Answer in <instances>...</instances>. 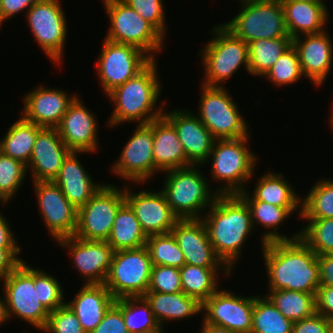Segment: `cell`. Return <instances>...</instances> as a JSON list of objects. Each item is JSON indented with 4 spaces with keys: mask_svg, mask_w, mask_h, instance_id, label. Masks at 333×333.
<instances>
[{
    "mask_svg": "<svg viewBox=\"0 0 333 333\" xmlns=\"http://www.w3.org/2000/svg\"><path fill=\"white\" fill-rule=\"evenodd\" d=\"M262 254L268 290L317 293L320 287L318 257L300 238L265 243Z\"/></svg>",
    "mask_w": 333,
    "mask_h": 333,
    "instance_id": "6da1fadb",
    "label": "cell"
},
{
    "mask_svg": "<svg viewBox=\"0 0 333 333\" xmlns=\"http://www.w3.org/2000/svg\"><path fill=\"white\" fill-rule=\"evenodd\" d=\"M201 219L216 255L234 272L244 244L255 230L246 202L238 194L217 195Z\"/></svg>",
    "mask_w": 333,
    "mask_h": 333,
    "instance_id": "7a4b0ae2",
    "label": "cell"
},
{
    "mask_svg": "<svg viewBox=\"0 0 333 333\" xmlns=\"http://www.w3.org/2000/svg\"><path fill=\"white\" fill-rule=\"evenodd\" d=\"M157 70V59H153L140 73L106 95L114 105L107 127L126 122L148 124L163 116V105H157L162 90Z\"/></svg>",
    "mask_w": 333,
    "mask_h": 333,
    "instance_id": "3957f363",
    "label": "cell"
},
{
    "mask_svg": "<svg viewBox=\"0 0 333 333\" xmlns=\"http://www.w3.org/2000/svg\"><path fill=\"white\" fill-rule=\"evenodd\" d=\"M250 138L251 135L239 139L215 140L206 163L211 161V179L223 183L214 190L218 195L240 194L248 189L247 182L255 175L259 160L249 148Z\"/></svg>",
    "mask_w": 333,
    "mask_h": 333,
    "instance_id": "277c9868",
    "label": "cell"
},
{
    "mask_svg": "<svg viewBox=\"0 0 333 333\" xmlns=\"http://www.w3.org/2000/svg\"><path fill=\"white\" fill-rule=\"evenodd\" d=\"M200 168V165H191L163 172L166 177L161 190L179 219H201L218 195Z\"/></svg>",
    "mask_w": 333,
    "mask_h": 333,
    "instance_id": "5b68a950",
    "label": "cell"
},
{
    "mask_svg": "<svg viewBox=\"0 0 333 333\" xmlns=\"http://www.w3.org/2000/svg\"><path fill=\"white\" fill-rule=\"evenodd\" d=\"M211 31L212 39L198 54L204 66V78L200 82L206 86L224 87V82L241 66L249 72L248 44L223 24L214 26Z\"/></svg>",
    "mask_w": 333,
    "mask_h": 333,
    "instance_id": "8992f818",
    "label": "cell"
},
{
    "mask_svg": "<svg viewBox=\"0 0 333 333\" xmlns=\"http://www.w3.org/2000/svg\"><path fill=\"white\" fill-rule=\"evenodd\" d=\"M109 18L104 39L138 47L152 59L165 48V38L134 9L122 0H102Z\"/></svg>",
    "mask_w": 333,
    "mask_h": 333,
    "instance_id": "52a82bcc",
    "label": "cell"
},
{
    "mask_svg": "<svg viewBox=\"0 0 333 333\" xmlns=\"http://www.w3.org/2000/svg\"><path fill=\"white\" fill-rule=\"evenodd\" d=\"M239 12L223 25L247 44L258 39L290 37L280 0H239Z\"/></svg>",
    "mask_w": 333,
    "mask_h": 333,
    "instance_id": "ba28073f",
    "label": "cell"
},
{
    "mask_svg": "<svg viewBox=\"0 0 333 333\" xmlns=\"http://www.w3.org/2000/svg\"><path fill=\"white\" fill-rule=\"evenodd\" d=\"M199 111L196 116L216 140L239 139L249 136L247 121L241 116L235 99L225 87L201 84ZM234 100V101H233Z\"/></svg>",
    "mask_w": 333,
    "mask_h": 333,
    "instance_id": "9c48e42d",
    "label": "cell"
},
{
    "mask_svg": "<svg viewBox=\"0 0 333 333\" xmlns=\"http://www.w3.org/2000/svg\"><path fill=\"white\" fill-rule=\"evenodd\" d=\"M9 320L14 316L42 331L49 311L39 301L34 285V267L22 261L8 276L0 280Z\"/></svg>",
    "mask_w": 333,
    "mask_h": 333,
    "instance_id": "30bf717a",
    "label": "cell"
},
{
    "mask_svg": "<svg viewBox=\"0 0 333 333\" xmlns=\"http://www.w3.org/2000/svg\"><path fill=\"white\" fill-rule=\"evenodd\" d=\"M152 266L146 246L115 251L103 284L115 300L142 297L148 291Z\"/></svg>",
    "mask_w": 333,
    "mask_h": 333,
    "instance_id": "8fae6325",
    "label": "cell"
},
{
    "mask_svg": "<svg viewBox=\"0 0 333 333\" xmlns=\"http://www.w3.org/2000/svg\"><path fill=\"white\" fill-rule=\"evenodd\" d=\"M60 0L36 2L25 14L28 28L44 54L58 65L64 61L68 34L66 12Z\"/></svg>",
    "mask_w": 333,
    "mask_h": 333,
    "instance_id": "7c38bea8",
    "label": "cell"
},
{
    "mask_svg": "<svg viewBox=\"0 0 333 333\" xmlns=\"http://www.w3.org/2000/svg\"><path fill=\"white\" fill-rule=\"evenodd\" d=\"M104 184L86 205L77 209V226L74 236L80 239L107 241L116 214L126 202L124 186Z\"/></svg>",
    "mask_w": 333,
    "mask_h": 333,
    "instance_id": "4fadbf2b",
    "label": "cell"
},
{
    "mask_svg": "<svg viewBox=\"0 0 333 333\" xmlns=\"http://www.w3.org/2000/svg\"><path fill=\"white\" fill-rule=\"evenodd\" d=\"M102 45L95 69L105 96L136 76L153 60L143 50L130 44L104 39Z\"/></svg>",
    "mask_w": 333,
    "mask_h": 333,
    "instance_id": "5bb4252c",
    "label": "cell"
},
{
    "mask_svg": "<svg viewBox=\"0 0 333 333\" xmlns=\"http://www.w3.org/2000/svg\"><path fill=\"white\" fill-rule=\"evenodd\" d=\"M112 164L111 172L136 184H144L154 177L153 120L137 124L132 136Z\"/></svg>",
    "mask_w": 333,
    "mask_h": 333,
    "instance_id": "9a60e30c",
    "label": "cell"
},
{
    "mask_svg": "<svg viewBox=\"0 0 333 333\" xmlns=\"http://www.w3.org/2000/svg\"><path fill=\"white\" fill-rule=\"evenodd\" d=\"M253 308L254 296L236 295L221 288L202 303L201 317L205 323L225 327L235 333H251Z\"/></svg>",
    "mask_w": 333,
    "mask_h": 333,
    "instance_id": "2e32d148",
    "label": "cell"
},
{
    "mask_svg": "<svg viewBox=\"0 0 333 333\" xmlns=\"http://www.w3.org/2000/svg\"><path fill=\"white\" fill-rule=\"evenodd\" d=\"M38 210L51 238L58 241L76 233L77 208L62 193L54 181L32 182Z\"/></svg>",
    "mask_w": 333,
    "mask_h": 333,
    "instance_id": "e0dca14e",
    "label": "cell"
},
{
    "mask_svg": "<svg viewBox=\"0 0 333 333\" xmlns=\"http://www.w3.org/2000/svg\"><path fill=\"white\" fill-rule=\"evenodd\" d=\"M57 245L66 248L73 266L84 284H103L106 280L115 250L107 241L86 240L76 236L63 238Z\"/></svg>",
    "mask_w": 333,
    "mask_h": 333,
    "instance_id": "ac0fdd59",
    "label": "cell"
},
{
    "mask_svg": "<svg viewBox=\"0 0 333 333\" xmlns=\"http://www.w3.org/2000/svg\"><path fill=\"white\" fill-rule=\"evenodd\" d=\"M129 186L124 185L125 201L133 209L146 237L171 233L179 218L172 212L163 191L134 192Z\"/></svg>",
    "mask_w": 333,
    "mask_h": 333,
    "instance_id": "d6986e66",
    "label": "cell"
},
{
    "mask_svg": "<svg viewBox=\"0 0 333 333\" xmlns=\"http://www.w3.org/2000/svg\"><path fill=\"white\" fill-rule=\"evenodd\" d=\"M37 85V87L24 94V103L21 116L36 125L46 128H56L69 106L79 96L68 94L63 89L49 88Z\"/></svg>",
    "mask_w": 333,
    "mask_h": 333,
    "instance_id": "ffe728a7",
    "label": "cell"
},
{
    "mask_svg": "<svg viewBox=\"0 0 333 333\" xmlns=\"http://www.w3.org/2000/svg\"><path fill=\"white\" fill-rule=\"evenodd\" d=\"M163 116L174 126L183 145L187 160L192 165L204 166L212 151L215 138L189 109L164 110Z\"/></svg>",
    "mask_w": 333,
    "mask_h": 333,
    "instance_id": "44dd1931",
    "label": "cell"
},
{
    "mask_svg": "<svg viewBox=\"0 0 333 333\" xmlns=\"http://www.w3.org/2000/svg\"><path fill=\"white\" fill-rule=\"evenodd\" d=\"M81 97H77L69 106L56 127L64 144L71 151H85L89 154L99 151L98 119L96 114L87 109Z\"/></svg>",
    "mask_w": 333,
    "mask_h": 333,
    "instance_id": "7402d4cb",
    "label": "cell"
},
{
    "mask_svg": "<svg viewBox=\"0 0 333 333\" xmlns=\"http://www.w3.org/2000/svg\"><path fill=\"white\" fill-rule=\"evenodd\" d=\"M292 45L305 79L315 87L324 85L333 67V43L328 31L298 36L292 40Z\"/></svg>",
    "mask_w": 333,
    "mask_h": 333,
    "instance_id": "603a6c76",
    "label": "cell"
},
{
    "mask_svg": "<svg viewBox=\"0 0 333 333\" xmlns=\"http://www.w3.org/2000/svg\"><path fill=\"white\" fill-rule=\"evenodd\" d=\"M171 233L176 238L187 264L206 268H228L216 255L202 219H179Z\"/></svg>",
    "mask_w": 333,
    "mask_h": 333,
    "instance_id": "cb8c5ba5",
    "label": "cell"
},
{
    "mask_svg": "<svg viewBox=\"0 0 333 333\" xmlns=\"http://www.w3.org/2000/svg\"><path fill=\"white\" fill-rule=\"evenodd\" d=\"M71 150L64 144L57 128L43 127L37 135L26 166L32 182L54 181Z\"/></svg>",
    "mask_w": 333,
    "mask_h": 333,
    "instance_id": "d4e9b609",
    "label": "cell"
},
{
    "mask_svg": "<svg viewBox=\"0 0 333 333\" xmlns=\"http://www.w3.org/2000/svg\"><path fill=\"white\" fill-rule=\"evenodd\" d=\"M83 153L89 152L71 151L54 179L67 200L77 209L86 205L105 183L93 181V177L82 165V161H79L78 156Z\"/></svg>",
    "mask_w": 333,
    "mask_h": 333,
    "instance_id": "484cf974",
    "label": "cell"
},
{
    "mask_svg": "<svg viewBox=\"0 0 333 333\" xmlns=\"http://www.w3.org/2000/svg\"><path fill=\"white\" fill-rule=\"evenodd\" d=\"M66 304L78 318L86 333H91L104 318L115 299L104 284H84L74 299Z\"/></svg>",
    "mask_w": 333,
    "mask_h": 333,
    "instance_id": "4316f807",
    "label": "cell"
},
{
    "mask_svg": "<svg viewBox=\"0 0 333 333\" xmlns=\"http://www.w3.org/2000/svg\"><path fill=\"white\" fill-rule=\"evenodd\" d=\"M153 156L154 176L160 172L192 165L187 160L176 129L164 116L153 120Z\"/></svg>",
    "mask_w": 333,
    "mask_h": 333,
    "instance_id": "83f0119b",
    "label": "cell"
},
{
    "mask_svg": "<svg viewBox=\"0 0 333 333\" xmlns=\"http://www.w3.org/2000/svg\"><path fill=\"white\" fill-rule=\"evenodd\" d=\"M284 11L289 36L294 39L301 35L325 31L329 21V8L325 3L295 0H280Z\"/></svg>",
    "mask_w": 333,
    "mask_h": 333,
    "instance_id": "f1b7e54d",
    "label": "cell"
},
{
    "mask_svg": "<svg viewBox=\"0 0 333 333\" xmlns=\"http://www.w3.org/2000/svg\"><path fill=\"white\" fill-rule=\"evenodd\" d=\"M142 297L149 304L154 318L163 331L164 323L189 319L195 315H200L202 310V304L183 291L178 293L147 291Z\"/></svg>",
    "mask_w": 333,
    "mask_h": 333,
    "instance_id": "f546056e",
    "label": "cell"
},
{
    "mask_svg": "<svg viewBox=\"0 0 333 333\" xmlns=\"http://www.w3.org/2000/svg\"><path fill=\"white\" fill-rule=\"evenodd\" d=\"M282 172H266L258 178L253 193L247 190L238 194L244 201H263L279 207H301V196L286 180Z\"/></svg>",
    "mask_w": 333,
    "mask_h": 333,
    "instance_id": "4dcf8cb0",
    "label": "cell"
},
{
    "mask_svg": "<svg viewBox=\"0 0 333 333\" xmlns=\"http://www.w3.org/2000/svg\"><path fill=\"white\" fill-rule=\"evenodd\" d=\"M245 202L250 210L254 228H256L255 225L259 227L262 225L261 227H264V230H266L263 235L261 234V248L265 243L271 241H289L300 238V232L298 231L295 234L292 233L289 237L283 233L280 234L278 231L280 226H282L286 219L288 220L295 211L297 212L299 210L297 213L299 216L297 218H300L301 207H279L263 201Z\"/></svg>",
    "mask_w": 333,
    "mask_h": 333,
    "instance_id": "1f68e13d",
    "label": "cell"
},
{
    "mask_svg": "<svg viewBox=\"0 0 333 333\" xmlns=\"http://www.w3.org/2000/svg\"><path fill=\"white\" fill-rule=\"evenodd\" d=\"M219 271L228 277L233 273L229 268H206L186 263L180 268L182 291L202 304L219 289Z\"/></svg>",
    "mask_w": 333,
    "mask_h": 333,
    "instance_id": "d6a6232c",
    "label": "cell"
},
{
    "mask_svg": "<svg viewBox=\"0 0 333 333\" xmlns=\"http://www.w3.org/2000/svg\"><path fill=\"white\" fill-rule=\"evenodd\" d=\"M43 127L25 120L21 115L0 140V152L21 161L26 166L30 161L32 149L38 132Z\"/></svg>",
    "mask_w": 333,
    "mask_h": 333,
    "instance_id": "836d02e7",
    "label": "cell"
},
{
    "mask_svg": "<svg viewBox=\"0 0 333 333\" xmlns=\"http://www.w3.org/2000/svg\"><path fill=\"white\" fill-rule=\"evenodd\" d=\"M147 237L130 205L125 202L118 210L107 243L115 250L146 246Z\"/></svg>",
    "mask_w": 333,
    "mask_h": 333,
    "instance_id": "e575fe53",
    "label": "cell"
},
{
    "mask_svg": "<svg viewBox=\"0 0 333 333\" xmlns=\"http://www.w3.org/2000/svg\"><path fill=\"white\" fill-rule=\"evenodd\" d=\"M291 37L258 39L248 43L249 74L264 77L282 54L292 46Z\"/></svg>",
    "mask_w": 333,
    "mask_h": 333,
    "instance_id": "d590c367",
    "label": "cell"
},
{
    "mask_svg": "<svg viewBox=\"0 0 333 333\" xmlns=\"http://www.w3.org/2000/svg\"><path fill=\"white\" fill-rule=\"evenodd\" d=\"M114 304L122 311L129 333H164L143 297L120 298Z\"/></svg>",
    "mask_w": 333,
    "mask_h": 333,
    "instance_id": "8d00e7d4",
    "label": "cell"
},
{
    "mask_svg": "<svg viewBox=\"0 0 333 333\" xmlns=\"http://www.w3.org/2000/svg\"><path fill=\"white\" fill-rule=\"evenodd\" d=\"M265 294L280 313L292 322L308 318L316 313V294L293 290H268Z\"/></svg>",
    "mask_w": 333,
    "mask_h": 333,
    "instance_id": "74e56055",
    "label": "cell"
},
{
    "mask_svg": "<svg viewBox=\"0 0 333 333\" xmlns=\"http://www.w3.org/2000/svg\"><path fill=\"white\" fill-rule=\"evenodd\" d=\"M292 326L266 295L254 296L251 333H292Z\"/></svg>",
    "mask_w": 333,
    "mask_h": 333,
    "instance_id": "f35d334b",
    "label": "cell"
},
{
    "mask_svg": "<svg viewBox=\"0 0 333 333\" xmlns=\"http://www.w3.org/2000/svg\"><path fill=\"white\" fill-rule=\"evenodd\" d=\"M333 218V178H321L301 198L300 219Z\"/></svg>",
    "mask_w": 333,
    "mask_h": 333,
    "instance_id": "ab89813d",
    "label": "cell"
},
{
    "mask_svg": "<svg viewBox=\"0 0 333 333\" xmlns=\"http://www.w3.org/2000/svg\"><path fill=\"white\" fill-rule=\"evenodd\" d=\"M146 247L153 266H169L180 269L186 264L184 254L172 233L147 237Z\"/></svg>",
    "mask_w": 333,
    "mask_h": 333,
    "instance_id": "60d3db41",
    "label": "cell"
},
{
    "mask_svg": "<svg viewBox=\"0 0 333 333\" xmlns=\"http://www.w3.org/2000/svg\"><path fill=\"white\" fill-rule=\"evenodd\" d=\"M306 220L300 232V239L317 255L333 254V218Z\"/></svg>",
    "mask_w": 333,
    "mask_h": 333,
    "instance_id": "b9f144b4",
    "label": "cell"
},
{
    "mask_svg": "<svg viewBox=\"0 0 333 333\" xmlns=\"http://www.w3.org/2000/svg\"><path fill=\"white\" fill-rule=\"evenodd\" d=\"M27 173L25 164L0 152V203L3 207L17 195Z\"/></svg>",
    "mask_w": 333,
    "mask_h": 333,
    "instance_id": "7bdbcfd3",
    "label": "cell"
},
{
    "mask_svg": "<svg viewBox=\"0 0 333 333\" xmlns=\"http://www.w3.org/2000/svg\"><path fill=\"white\" fill-rule=\"evenodd\" d=\"M263 78L277 87L289 86L302 80L301 78L305 79L298 53L293 45L282 54Z\"/></svg>",
    "mask_w": 333,
    "mask_h": 333,
    "instance_id": "ee69618b",
    "label": "cell"
},
{
    "mask_svg": "<svg viewBox=\"0 0 333 333\" xmlns=\"http://www.w3.org/2000/svg\"><path fill=\"white\" fill-rule=\"evenodd\" d=\"M34 285L39 301L51 312L66 304L64 289L59 280L43 269L34 268Z\"/></svg>",
    "mask_w": 333,
    "mask_h": 333,
    "instance_id": "f6af8a7d",
    "label": "cell"
},
{
    "mask_svg": "<svg viewBox=\"0 0 333 333\" xmlns=\"http://www.w3.org/2000/svg\"><path fill=\"white\" fill-rule=\"evenodd\" d=\"M150 23L164 38L167 33L163 0H122Z\"/></svg>",
    "mask_w": 333,
    "mask_h": 333,
    "instance_id": "bcb514c9",
    "label": "cell"
},
{
    "mask_svg": "<svg viewBox=\"0 0 333 333\" xmlns=\"http://www.w3.org/2000/svg\"><path fill=\"white\" fill-rule=\"evenodd\" d=\"M148 291L159 293L181 292L180 269L169 266H152Z\"/></svg>",
    "mask_w": 333,
    "mask_h": 333,
    "instance_id": "7dc6e473",
    "label": "cell"
},
{
    "mask_svg": "<svg viewBox=\"0 0 333 333\" xmlns=\"http://www.w3.org/2000/svg\"><path fill=\"white\" fill-rule=\"evenodd\" d=\"M44 333H86L72 309L63 305L49 313Z\"/></svg>",
    "mask_w": 333,
    "mask_h": 333,
    "instance_id": "c3c4849f",
    "label": "cell"
},
{
    "mask_svg": "<svg viewBox=\"0 0 333 333\" xmlns=\"http://www.w3.org/2000/svg\"><path fill=\"white\" fill-rule=\"evenodd\" d=\"M91 333H129L122 311L113 304L102 319V322Z\"/></svg>",
    "mask_w": 333,
    "mask_h": 333,
    "instance_id": "681fc988",
    "label": "cell"
},
{
    "mask_svg": "<svg viewBox=\"0 0 333 333\" xmlns=\"http://www.w3.org/2000/svg\"><path fill=\"white\" fill-rule=\"evenodd\" d=\"M330 320L315 313L314 315L293 322L292 333H328Z\"/></svg>",
    "mask_w": 333,
    "mask_h": 333,
    "instance_id": "f907efd6",
    "label": "cell"
},
{
    "mask_svg": "<svg viewBox=\"0 0 333 333\" xmlns=\"http://www.w3.org/2000/svg\"><path fill=\"white\" fill-rule=\"evenodd\" d=\"M316 313L333 321V287L320 286L316 293Z\"/></svg>",
    "mask_w": 333,
    "mask_h": 333,
    "instance_id": "816d5d0a",
    "label": "cell"
},
{
    "mask_svg": "<svg viewBox=\"0 0 333 333\" xmlns=\"http://www.w3.org/2000/svg\"><path fill=\"white\" fill-rule=\"evenodd\" d=\"M41 0H0V11L3 19L13 18V16L27 12L36 2ZM25 10V11H24Z\"/></svg>",
    "mask_w": 333,
    "mask_h": 333,
    "instance_id": "f5cc1de1",
    "label": "cell"
},
{
    "mask_svg": "<svg viewBox=\"0 0 333 333\" xmlns=\"http://www.w3.org/2000/svg\"><path fill=\"white\" fill-rule=\"evenodd\" d=\"M21 249H0V280L8 276L22 261Z\"/></svg>",
    "mask_w": 333,
    "mask_h": 333,
    "instance_id": "db71d44e",
    "label": "cell"
},
{
    "mask_svg": "<svg viewBox=\"0 0 333 333\" xmlns=\"http://www.w3.org/2000/svg\"><path fill=\"white\" fill-rule=\"evenodd\" d=\"M320 286L333 287V254L317 255Z\"/></svg>",
    "mask_w": 333,
    "mask_h": 333,
    "instance_id": "11a10c76",
    "label": "cell"
},
{
    "mask_svg": "<svg viewBox=\"0 0 333 333\" xmlns=\"http://www.w3.org/2000/svg\"><path fill=\"white\" fill-rule=\"evenodd\" d=\"M0 212V249H22L15 239L9 221Z\"/></svg>",
    "mask_w": 333,
    "mask_h": 333,
    "instance_id": "9f6ffc18",
    "label": "cell"
},
{
    "mask_svg": "<svg viewBox=\"0 0 333 333\" xmlns=\"http://www.w3.org/2000/svg\"><path fill=\"white\" fill-rule=\"evenodd\" d=\"M201 322H202V326L200 329L201 333H235L231 330H228L225 327H221L210 323H205L204 321Z\"/></svg>",
    "mask_w": 333,
    "mask_h": 333,
    "instance_id": "6f0895ef",
    "label": "cell"
},
{
    "mask_svg": "<svg viewBox=\"0 0 333 333\" xmlns=\"http://www.w3.org/2000/svg\"><path fill=\"white\" fill-rule=\"evenodd\" d=\"M9 320L5 297L0 296V326Z\"/></svg>",
    "mask_w": 333,
    "mask_h": 333,
    "instance_id": "680465c9",
    "label": "cell"
},
{
    "mask_svg": "<svg viewBox=\"0 0 333 333\" xmlns=\"http://www.w3.org/2000/svg\"><path fill=\"white\" fill-rule=\"evenodd\" d=\"M332 104H333V102H332ZM332 107V114L330 115V119H329V123H330V125H331V129H332V131H333V105L331 106Z\"/></svg>",
    "mask_w": 333,
    "mask_h": 333,
    "instance_id": "91938a15",
    "label": "cell"
},
{
    "mask_svg": "<svg viewBox=\"0 0 333 333\" xmlns=\"http://www.w3.org/2000/svg\"><path fill=\"white\" fill-rule=\"evenodd\" d=\"M295 1H306V2H314V3H325L323 0H295Z\"/></svg>",
    "mask_w": 333,
    "mask_h": 333,
    "instance_id": "94428289",
    "label": "cell"
},
{
    "mask_svg": "<svg viewBox=\"0 0 333 333\" xmlns=\"http://www.w3.org/2000/svg\"><path fill=\"white\" fill-rule=\"evenodd\" d=\"M328 333H333V321L330 322Z\"/></svg>",
    "mask_w": 333,
    "mask_h": 333,
    "instance_id": "6125c7cd",
    "label": "cell"
},
{
    "mask_svg": "<svg viewBox=\"0 0 333 333\" xmlns=\"http://www.w3.org/2000/svg\"><path fill=\"white\" fill-rule=\"evenodd\" d=\"M4 21L5 20L3 19L2 15H1V11H0V29L3 26Z\"/></svg>",
    "mask_w": 333,
    "mask_h": 333,
    "instance_id": "be15d7a7",
    "label": "cell"
}]
</instances>
